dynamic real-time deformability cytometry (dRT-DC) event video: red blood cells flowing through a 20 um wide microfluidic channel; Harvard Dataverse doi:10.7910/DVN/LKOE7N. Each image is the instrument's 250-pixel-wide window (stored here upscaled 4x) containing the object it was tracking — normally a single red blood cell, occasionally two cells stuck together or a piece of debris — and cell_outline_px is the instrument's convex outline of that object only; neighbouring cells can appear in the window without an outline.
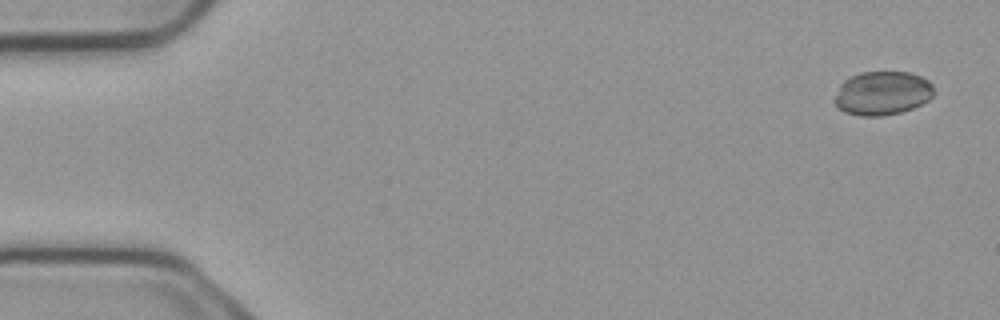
{"species": "common noctule bat (a hibernating species)", "species_latin": "Nyctalus noctula", "temperature_condition": "cold", "stored_images_in_passage": 4, "camera_frame_rate_fps": 3000, "um_per_image_px": 0.085, "animal": {"sex": "male", "body_mass_g": 23.1, "forearm_length_mm": 52.7}, "frame": {"image": 1, "passage_image": 1, "time_ms": 0.0, "image_size_px": [1000, 320], "cell_outline_px": [[932, 96], [928, 100], [912, 108], [900, 112], [880, 116], [860, 116], [844, 112], [836, 108], [832, 100], [840, 84], [844, 80], [860, 72], [908, 72], [920, 76], [928, 80], [932, 84]], "centroid_in_image_um": [74.94, 7.93], "position_along_channel_um": 10.1, "area_um2": 25.43}}
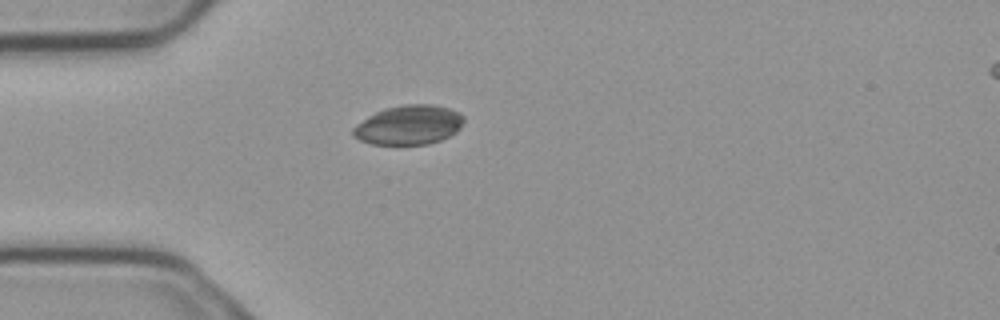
{"frame": {"image": 2, "passage_image": 4, "time_ms": 1.0, "image_size_px": [1000, 320], "cell_outline_px": [[464, 120], [460, 128], [456, 132], [440, 140], [428, 144], [372, 144], [360, 140], [352, 132], [352, 128], [356, 124], [368, 116], [384, 108], [404, 104], [432, 104], [448, 108], [460, 112], [464, 116]], "centroid_in_image_um": [34.76, 10.61], "position_along_channel_um": 50.2, "area_um2": 25.37}}